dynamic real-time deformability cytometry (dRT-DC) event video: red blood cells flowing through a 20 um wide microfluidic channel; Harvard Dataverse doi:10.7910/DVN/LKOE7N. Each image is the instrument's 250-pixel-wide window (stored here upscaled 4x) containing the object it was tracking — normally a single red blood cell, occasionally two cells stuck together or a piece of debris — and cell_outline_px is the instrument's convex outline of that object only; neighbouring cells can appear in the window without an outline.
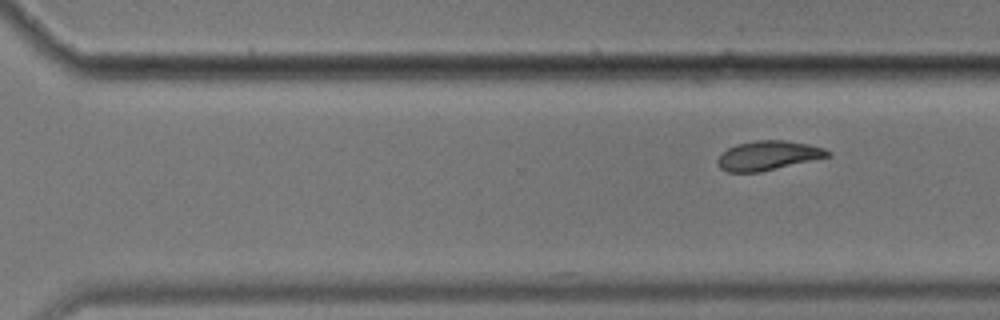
{"species": "common noctule bat (a hibernating species)", "species_latin": "Nyctalus noctula", "temperature_condition": "cold", "stored_images_in_passage": 11, "segment_of_instrument_passage": [2, 2], "camera_frame_rate_fps": 3000, "um_per_image_px": 0.085, "animal": {"sex": "male", "body_mass_g": 17.9}, "frame": {"image": 1, "passage_image": 11, "time_ms": 3.333, "image_size_px": [1000, 320], "cell_outline_px": [[832, 156], [760, 172], [728, 172], [720, 168], [716, 164], [716, 160], [728, 148], [736, 144], [756, 140], [784, 140], [808, 144], [824, 148], [832, 152]], "centroid_in_image_um": [65.3, 13.22], "position_along_channel_um": 305.3, "area_um2": 18.9}}